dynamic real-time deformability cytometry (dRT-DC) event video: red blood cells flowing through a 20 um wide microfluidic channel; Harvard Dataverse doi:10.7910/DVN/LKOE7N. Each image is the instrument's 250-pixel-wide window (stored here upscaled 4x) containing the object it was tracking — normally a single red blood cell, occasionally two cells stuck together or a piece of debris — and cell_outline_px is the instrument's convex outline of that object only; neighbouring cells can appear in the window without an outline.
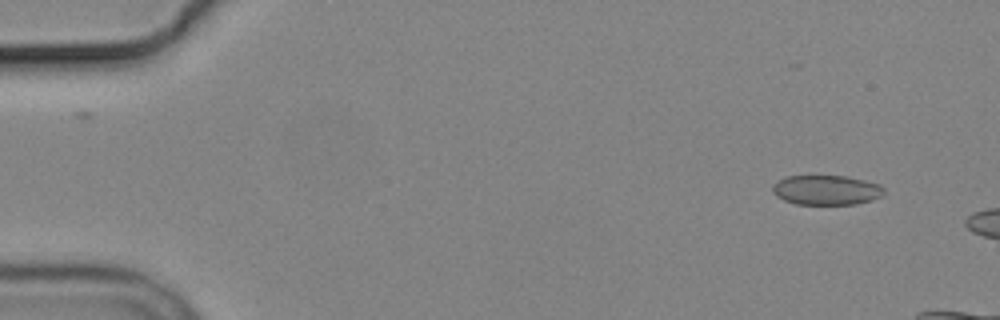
{"species": "common noctule bat (a hibernating species)", "species_latin": "Nyctalus noctula", "temperature_condition": "cold", "stored_images_in_passage": 3, "camera_frame_rate_fps": 3000, "um_per_image_px": 0.085, "animal": {"sex": "male", "body_mass_g": 19.2, "forearm_length_mm": 51.8}, "frame": {"image": 1, "passage_image": 1, "time_ms": 0.0, "image_size_px": [1000, 320], "cell_outline_px": [[884, 196], [872, 200], [856, 204], [796, 204], [784, 200], [776, 196], [772, 192], [772, 184], [784, 176], [844, 176], [864, 180], [880, 184], [884, 188]], "centroid_in_image_um": [70.24, 16.15], "position_along_channel_um": 14.8, "area_um2": 19.48}}